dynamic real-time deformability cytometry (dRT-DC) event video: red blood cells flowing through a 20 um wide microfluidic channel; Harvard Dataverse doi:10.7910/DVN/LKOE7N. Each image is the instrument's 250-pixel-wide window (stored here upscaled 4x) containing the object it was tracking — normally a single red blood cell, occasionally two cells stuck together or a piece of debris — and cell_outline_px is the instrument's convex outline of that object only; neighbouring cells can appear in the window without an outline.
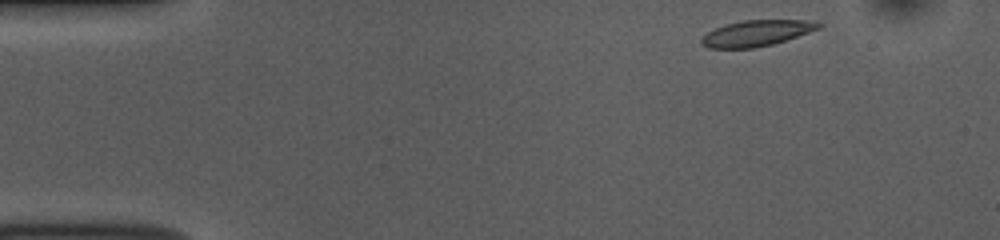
{"species": "common noctule bat (a hibernating species)", "species_latin": "Nyctalus noctula", "temperature_condition": "room temperature", "stored_images_in_passage": 47, "camera_frame_rate_fps": 3000, "um_per_image_px": 0.085, "animal": {"sex": "female", "body_mass_g": 10.0, "forearm_length_mm": 53.1}, "frame": {"image": 1, "passage_image": 1, "time_ms": 0.0, "image_size_px": [1000, 240], "cell_outline_px": [[824, 24], [820, 28], [772, 44], [752, 48], [708, 48], [700, 44], [700, 36], [724, 24], [744, 20], [816, 20]], "centroid_in_image_um": [64.28, 2.81], "position_along_channel_um": 20.7, "area_um2": 17.74}}
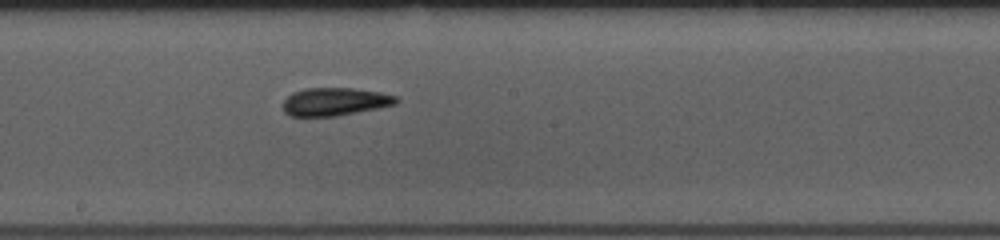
{"frame": {"image": 2, "passage_image": 23, "time_ms": 7.333, "image_size_px": [1000, 240], "cell_outline_px": [[400, 100], [396, 104], [336, 116], [288, 116], [284, 112], [284, 100], [292, 92], [304, 88], [352, 88], [380, 92], [396, 96]], "centroid_in_image_um": [28.45, 8.63], "position_along_channel_um": 219.8, "area_um2": 18.38}}
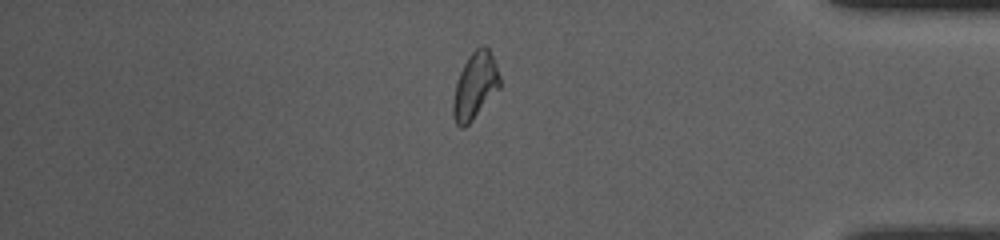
{"frame": {"image": 3, "passage_image": 39, "time_ms": 12.667, "image_size_px": [1000, 240], "cell_outline_px": [[500, 88], [472, 120], [464, 128], [460, 128], [456, 124], [452, 112], [452, 104], [456, 84], [460, 72], [468, 56], [476, 48], [484, 44], [488, 48], [492, 56], [500, 76]], "centroid_in_image_um": [40.37, 7.3], "position_along_channel_um": 394.8, "area_um2": 17.98}, "authors_computed_cell_mechanics": {"area_um2": 18.207, "velocity_mm_per_s": 3.8242, "shape_relaxation_time_tau1_ms": 4.8423, "shape_relaxation_time_tau2_ms": 4.0745, "deformation_change_tau1": 0.1532, "deformation_change_tau2": 0.1068}}